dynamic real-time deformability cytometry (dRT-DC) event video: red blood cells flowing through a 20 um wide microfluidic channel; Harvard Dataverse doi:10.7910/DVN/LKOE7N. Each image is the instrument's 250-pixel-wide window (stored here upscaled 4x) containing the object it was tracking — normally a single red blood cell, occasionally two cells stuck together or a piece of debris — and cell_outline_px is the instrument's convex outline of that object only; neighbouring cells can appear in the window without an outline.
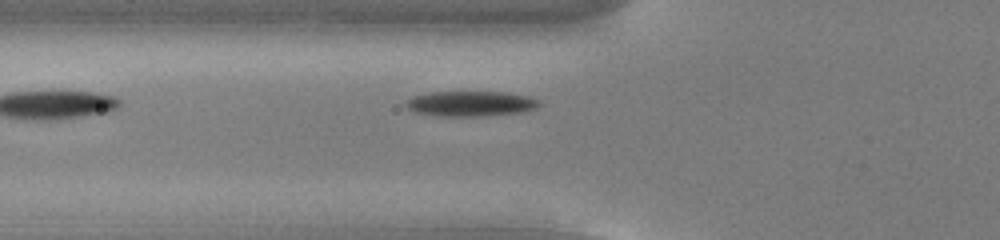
{"species": "common noctule bat (a hibernating species)", "species_latin": "Nyctalus noctula", "temperature_condition": "cold", "stored_images_in_passage": 39, "camera_frame_rate_fps": 3000, "um_per_image_px": 0.085, "animal": {"sex": "male", "body_mass_g": 13.0, "forearm_length_mm": 53.1}, "frame": {"image": 1, "passage_image": 4, "time_ms": 1.0, "image_size_px": [1000, 240], "cell_outline_px": [[540, 104], [536, 108], [524, 112], [484, 116], [436, 116], [416, 112], [408, 108], [404, 104], [412, 96], [432, 92], [504, 92], [528, 96], [540, 100]], "centroid_in_image_um": [40.03, 8.81], "position_along_channel_um": 85.8, "area_um2": 19.65}}
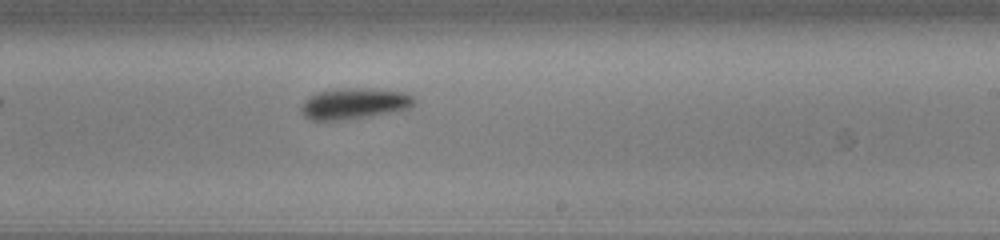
{"frame": {"image": 2, "passage_image": 18, "time_ms": 5.667, "image_size_px": [1000, 240], "cell_outline_px": [[416, 100], [408, 108], [400, 112], [372, 116], [340, 120], [312, 120], [304, 116], [300, 108], [304, 100], [316, 92], [344, 88], [364, 88], [404, 92], [412, 96]], "centroid_in_image_um": [30.12, 8.81], "position_along_channel_um": 258.9, "area_um2": 20.52}}
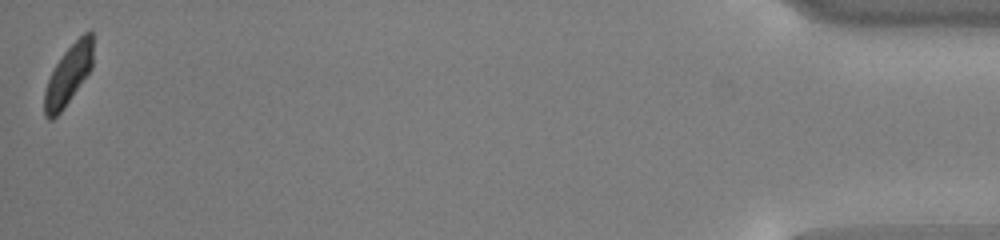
{"frame": {"image": 3, "passage_image": 39, "time_ms": 12.667, "image_size_px": [1000, 240], "cell_outline_px": [[92, 68], [64, 108], [52, 120], [48, 120], [44, 116], [44, 92], [48, 80], [56, 64], [64, 52], [88, 28], [92, 32]], "centroid_in_image_um": [5.8, 6.38], "position_along_channel_um": 429.4, "area_um2": 16.76}, "authors_computed_cell_mechanics": {"area_um2": 19.5942, "velocity_mm_per_s": 3.7175, "shape_relaxation_time_tau1_ms": 1.8982, "shape_relaxation_time_tau2_ms": null, "deformation_change_tau1": 0.1091, "deformation_change_tau2": null}}